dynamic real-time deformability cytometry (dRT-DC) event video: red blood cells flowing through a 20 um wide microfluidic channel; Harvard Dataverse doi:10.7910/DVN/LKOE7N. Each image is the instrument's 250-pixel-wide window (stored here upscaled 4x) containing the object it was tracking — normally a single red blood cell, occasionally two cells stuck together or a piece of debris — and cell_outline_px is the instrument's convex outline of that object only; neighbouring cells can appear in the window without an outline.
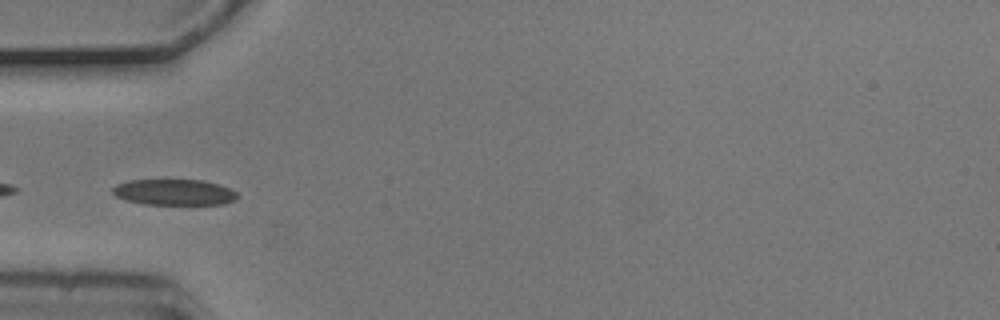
{"species": "common noctule bat (a hibernating species)", "species_latin": "Nyctalus noctula", "temperature_condition": "cold", "stored_images_in_passage": 4, "camera_frame_rate_fps": 3000, "um_per_image_px": 0.085, "animal": {"sex": "male", "body_mass_g": 20.5, "forearm_length_mm": 52.5}, "frame": {"image": 1, "passage_image": 4, "time_ms": 1.0, "image_size_px": [1000, 320], "cell_outline_px": [[240, 196], [236, 200], [224, 204], [144, 204], [124, 200], [116, 196], [112, 192], [112, 188], [116, 184], [132, 180], [204, 180], [220, 184], [236, 192]], "centroid_in_image_um": [14.83, 16.34], "position_along_channel_um": 70.2, "area_um2": 18.96}}